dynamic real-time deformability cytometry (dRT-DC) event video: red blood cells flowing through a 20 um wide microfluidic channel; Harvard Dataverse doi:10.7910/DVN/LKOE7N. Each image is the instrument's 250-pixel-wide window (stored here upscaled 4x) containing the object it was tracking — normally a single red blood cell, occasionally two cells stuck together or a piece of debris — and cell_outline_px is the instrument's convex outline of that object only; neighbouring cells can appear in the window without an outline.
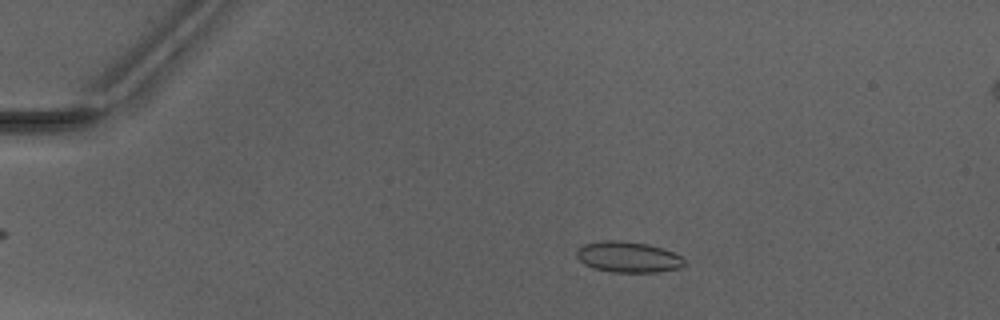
{"species": "Egyptian fruit bat (a non-hibernating species)", "species_latin": "Rousettus aegyptiacus", "temperature_condition": "warm", "stored_images_in_passage": 48, "camera_frame_rate_fps": 3000, "um_per_image_px": 0.085, "animal": {"sex": "male"}, "frame": {"image": 1, "passage_image": 8, "time_ms": 2.333, "image_size_px": [1000, 320], "cell_outline_px": [[684, 264], [680, 268], [656, 272], [612, 272], [596, 268], [584, 264], [576, 256], [576, 252], [584, 244], [604, 240], [620, 240], [648, 244], [672, 252], [680, 256], [684, 260]], "centroid_in_image_um": [53.38, 21.84], "position_along_channel_um": 31.6, "area_um2": 19.13}}
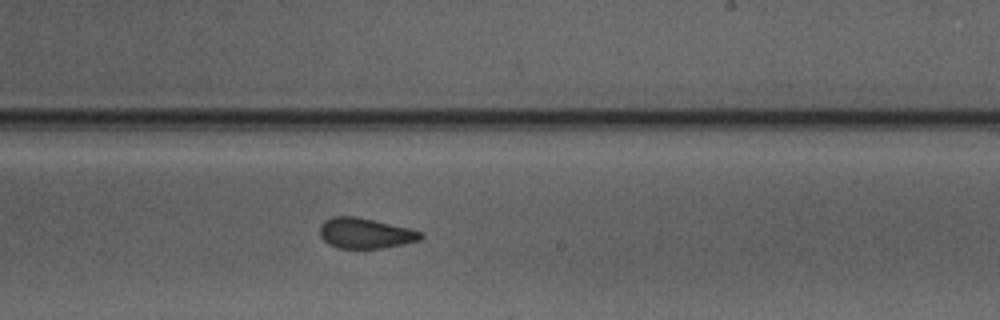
{"frame": {"image": 2, "passage_image": 29, "time_ms": 9.333, "image_size_px": [1000, 320], "cell_outline_px": [[424, 236], [420, 240], [384, 248], [336, 248], [328, 244], [320, 236], [320, 224], [324, 220], [332, 216], [356, 216], [408, 228], [424, 232]], "centroid_in_image_um": [31.03, 19.82], "position_along_channel_um": 258.0, "area_um2": 17.98}}
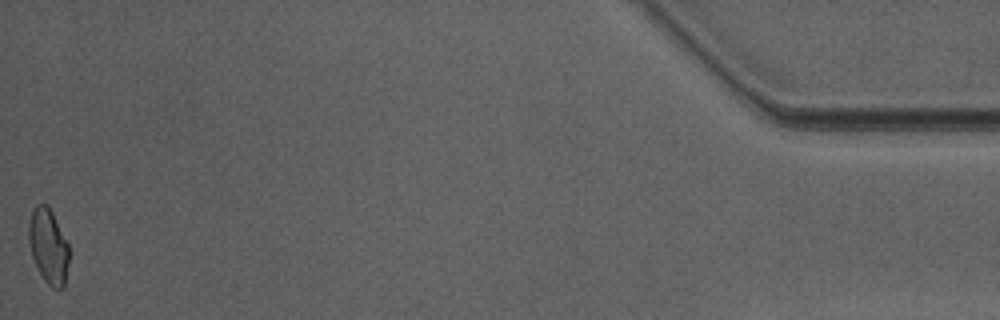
{"frame": {"image": 3, "passage_image": 48, "time_ms": 15.667, "image_size_px": [1000, 320], "cell_outline_px": [[68, 260], [64, 288], [52, 288], [44, 280], [32, 256], [28, 240], [28, 224], [32, 208], [36, 204], [44, 204], [52, 212], [68, 244]], "centroid_in_image_um": [4.09, 20.92], "position_along_channel_um": 431.1, "area_um2": 17.34}, "authors_computed_cell_mechanics": {"area_um2": 18.2937, "velocity_mm_per_s": 4.1735, "shape_relaxation_time_tau1_ms": null, "shape_relaxation_time_tau2_ms": 1.8607, "deformation_change_tau1": null, "deformation_change_tau2": 0.0561}}